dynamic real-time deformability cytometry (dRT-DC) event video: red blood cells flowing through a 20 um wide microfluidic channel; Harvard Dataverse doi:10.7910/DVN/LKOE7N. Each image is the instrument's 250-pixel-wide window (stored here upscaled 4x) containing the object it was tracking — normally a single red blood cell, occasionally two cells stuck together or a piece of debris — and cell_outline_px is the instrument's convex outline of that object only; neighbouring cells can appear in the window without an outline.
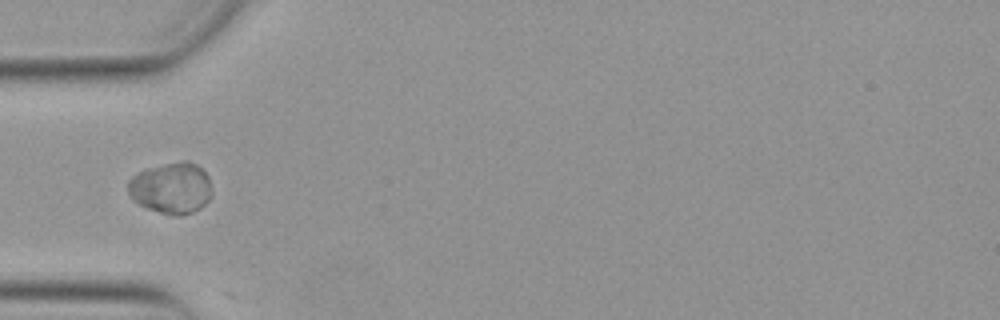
{"species": "Egyptian fruit bat (a non-hibernating species)", "species_latin": "Rousettus aegyptiacus", "temperature_condition": "warm", "stored_images_in_passage": 7, "camera_frame_rate_fps": 3000, "um_per_image_px": 0.085, "animal": {"sex": "female"}, "frame": {"image": 1, "passage_image": 1, "time_ms": 0.0, "image_size_px": [1000, 320], "cell_outline_px": [[212, 196], [200, 208], [192, 212], [180, 216], [176, 216], [160, 212], [148, 208], [140, 204], [128, 192], [128, 180], [132, 176], [144, 168], [184, 160], [188, 160], [196, 164], [208, 176]], "centroid_in_image_um": [14.56, 15.96], "position_along_channel_um": 70.4, "area_um2": 24.91}}
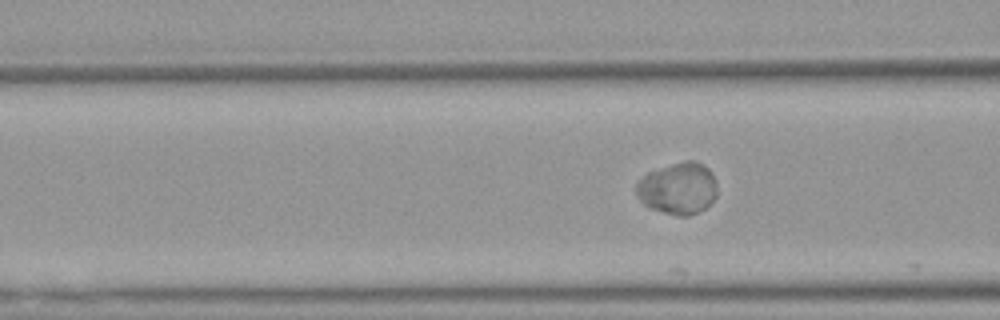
{"frame": {"image": 2, "passage_image": 4, "time_ms": 1.0, "image_size_px": [1000, 320], "cell_outline_px": [[716, 196], [704, 208], [688, 216], [676, 216], [652, 208], [644, 204], [636, 196], [636, 184], [648, 172], [684, 160], [696, 160], [704, 164], [712, 172], [716, 180]], "centroid_in_image_um": [57.64, 15.99], "position_along_channel_um": 109.0, "area_um2": 24.33}}